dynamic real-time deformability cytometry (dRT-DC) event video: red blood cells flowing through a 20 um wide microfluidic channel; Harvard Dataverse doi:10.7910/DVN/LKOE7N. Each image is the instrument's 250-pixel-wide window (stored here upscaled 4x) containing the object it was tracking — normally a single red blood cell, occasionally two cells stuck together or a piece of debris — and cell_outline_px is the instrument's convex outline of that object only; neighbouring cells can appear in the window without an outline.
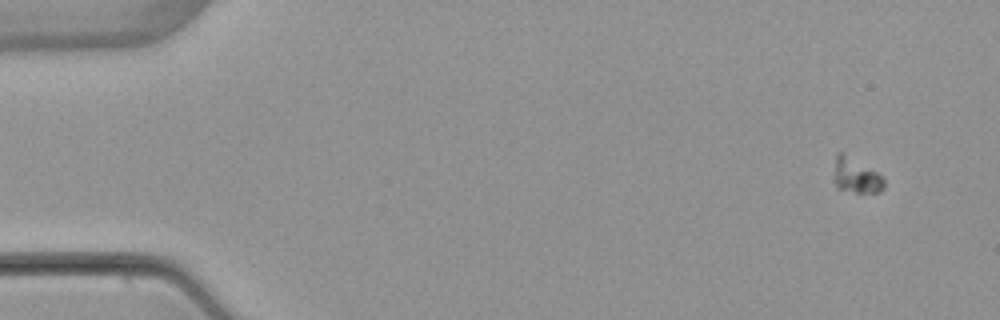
{"species": "common noctule bat (a hibernating species)", "species_latin": "Nyctalus noctula", "temperature_condition": "warm", "stored_images_in_passage": 5, "camera_frame_rate_fps": 3000, "um_per_image_px": 0.085, "animal": {"sex": "female", "body_mass_g": 22.7, "forearm_length_mm": 54.2}, "frame": {"image": 1, "passage_image": 1, "time_ms": 0.0, "image_size_px": [1000, 320], "cell_outline_px": [[884, 188], [880, 192], [856, 192], [836, 188], [832, 176], [836, 152], [840, 152], [876, 172], [884, 180]], "centroid_in_image_um": [72.69, 14.95], "position_along_channel_um": 12.3, "area_um2": 10.06}}
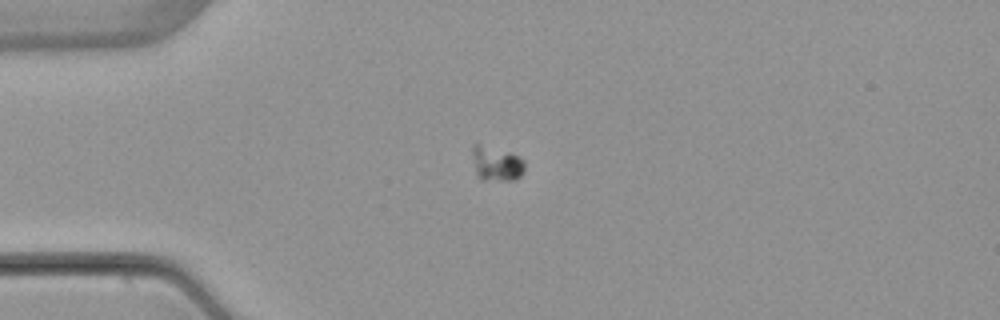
{"frame": {"image": 2, "passage_image": 4, "time_ms": 3.667, "image_size_px": [1000, 320], "cell_outline_px": [[524, 172], [520, 176], [512, 180], [480, 180], [476, 172], [472, 152], [472, 144], [476, 144], [516, 156], [524, 160]], "centroid_in_image_um": [42.18, 13.96], "position_along_channel_um": 42.8, "area_um2": 10.06}}